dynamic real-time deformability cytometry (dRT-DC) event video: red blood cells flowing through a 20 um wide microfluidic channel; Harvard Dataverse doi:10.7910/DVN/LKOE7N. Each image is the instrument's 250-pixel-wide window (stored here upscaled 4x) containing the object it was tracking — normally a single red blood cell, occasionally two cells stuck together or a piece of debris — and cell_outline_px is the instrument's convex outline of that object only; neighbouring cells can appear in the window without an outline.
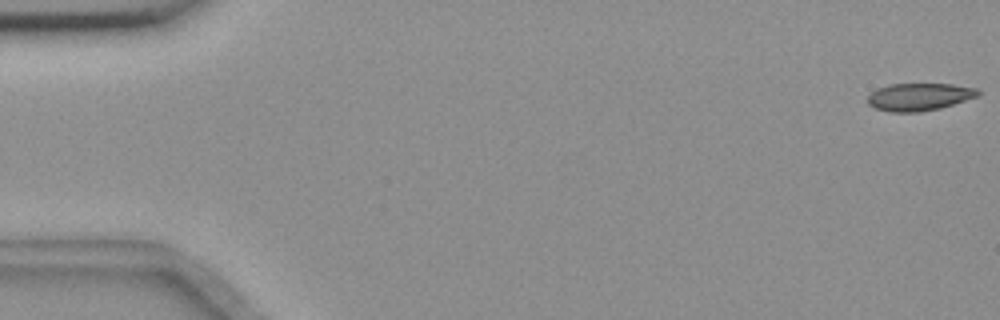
{"species": "common noctule bat (a hibernating species)", "species_latin": "Nyctalus noctula", "temperature_condition": "room temperature", "stored_images_in_passage": 56, "camera_frame_rate_fps": 3000, "um_per_image_px": 0.085, "animal": {"sex": "female", "body_mass_g": 18.4}, "frame": {"image": 1, "passage_image": 1, "time_ms": 0.0, "image_size_px": [1000, 320], "cell_outline_px": [[980, 96], [940, 108], [920, 112], [888, 112], [876, 108], [868, 104], [864, 100], [872, 92], [880, 88], [892, 84], [952, 84], [976, 88], [980, 92]], "centroid_in_image_um": [78.14, 8.24], "position_along_channel_um": 6.9, "area_um2": 17.74}}
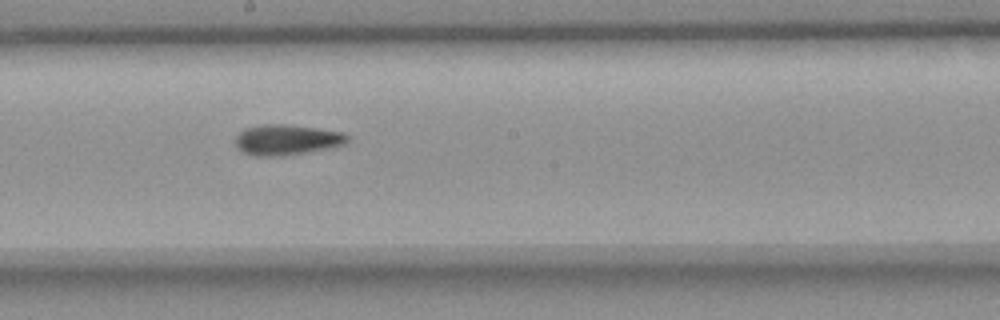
{"frame": {"image": 2, "passage_image": 31, "time_ms": 10.0, "image_size_px": [1000, 320], "cell_outline_px": [[348, 140], [344, 144], [332, 148], [280, 156], [256, 156], [240, 152], [236, 144], [236, 136], [244, 128], [264, 124], [284, 124], [316, 128], [344, 132], [348, 136]], "centroid_in_image_um": [24.37, 11.88], "position_along_channel_um": 223.8, "area_um2": 19.94}}
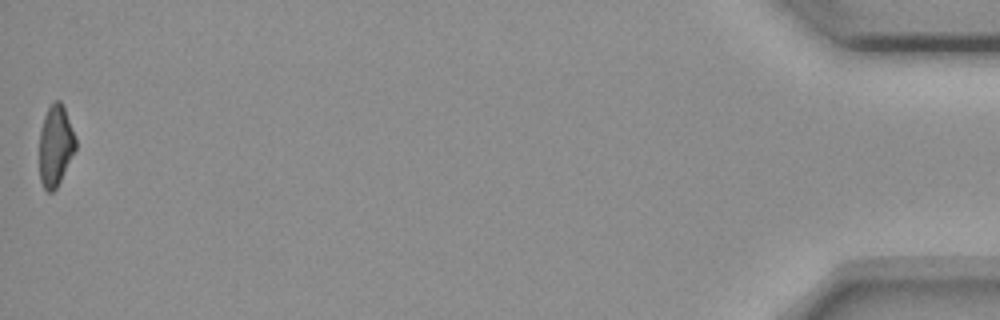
{"frame": {"image": 3, "passage_image": 56, "time_ms": 18.333, "image_size_px": [1000, 320], "cell_outline_px": [[76, 148], [56, 188], [52, 192], [48, 192], [44, 188], [40, 180], [40, 128], [44, 116], [52, 100], [60, 100], [64, 108], [76, 140]], "centroid_in_image_um": [4.7, 12.36], "position_along_channel_um": 430.5, "area_um2": 16.82}, "authors_computed_cell_mechanics": {"area_um2": 18.6983, "velocity_mm_per_s": 3.6485, "shape_relaxation_time_tau1_ms": null, "shape_relaxation_time_tau2_ms": 4.8025, "deformation_change_tau1": null, "deformation_change_tau2": 0.1124}}